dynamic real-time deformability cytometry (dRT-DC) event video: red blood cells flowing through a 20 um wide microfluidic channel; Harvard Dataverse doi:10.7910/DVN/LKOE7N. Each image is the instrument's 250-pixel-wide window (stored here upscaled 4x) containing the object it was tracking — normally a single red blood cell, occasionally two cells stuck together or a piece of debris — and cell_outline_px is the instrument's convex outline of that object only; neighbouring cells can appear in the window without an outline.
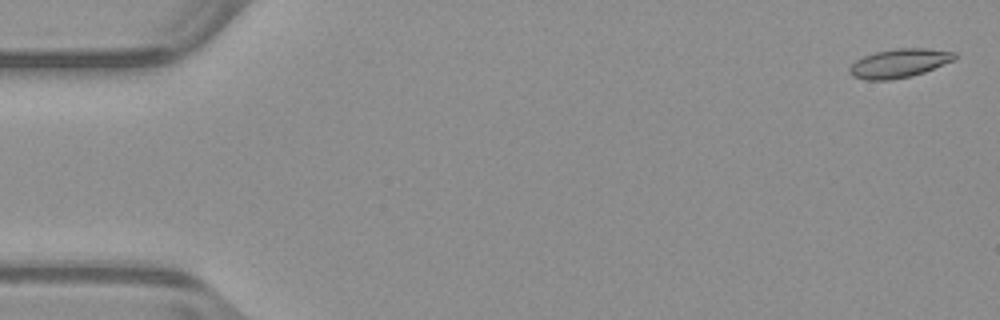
{"species": "common noctule bat (a hibernating species)", "species_latin": "Nyctalus noctula", "temperature_condition": "warm", "stored_images_in_passage": 53, "camera_frame_rate_fps": 3000, "um_per_image_px": 0.085, "animal": {"sex": "male", "body_mass_g": 23.1, "forearm_length_mm": 52.7}, "frame": {"image": 1, "passage_image": 2, "time_ms": 0.333, "image_size_px": [1000, 320], "cell_outline_px": [[956, 60], [924, 72], [912, 76], [892, 80], [864, 80], [852, 76], [848, 72], [848, 68], [856, 60], [864, 56], [876, 52], [896, 48], [928, 48], [956, 52]], "centroid_in_image_um": [76.44, 5.38], "position_along_channel_um": 8.6, "area_um2": 17.86}}
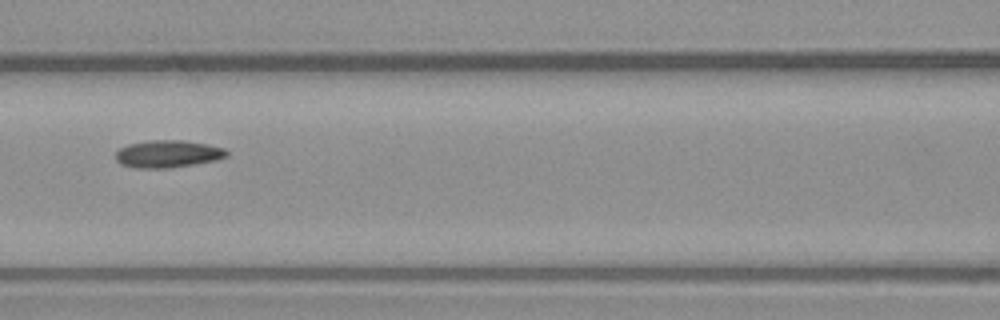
{"frame": {"image": 2, "passage_image": 24, "time_ms": 7.667, "image_size_px": [1000, 320], "cell_outline_px": [[228, 156], [216, 160], [168, 168], [136, 168], [120, 164], [116, 160], [116, 152], [120, 148], [128, 144], [152, 140], [184, 140], [208, 144], [224, 148], [228, 152]], "centroid_in_image_um": [14.26, 13.08], "position_along_channel_um": 152.3, "area_um2": 17.69}}
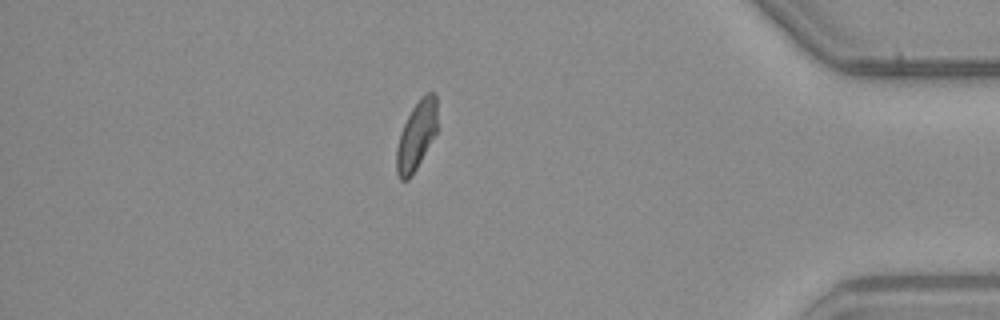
{"frame": {"image": 3, "passage_image": 46, "time_ms": 15.0, "image_size_px": [1000, 320], "cell_outline_px": [[436, 132], [412, 176], [408, 180], [400, 180], [396, 172], [396, 148], [400, 132], [412, 108], [428, 92], [432, 92], [436, 96]], "centroid_in_image_um": [35.36, 11.58], "position_along_channel_um": 399.8, "area_um2": 15.95}, "authors_computed_cell_mechanics": {"area_um2": 17.1088, "velocity_mm_per_s": 3.9424, "shape_relaxation_time_tau1_ms": null, "shape_relaxation_time_tau2_ms": 3.1397, "deformation_change_tau1": null, "deformation_change_tau2": 0.0861}}